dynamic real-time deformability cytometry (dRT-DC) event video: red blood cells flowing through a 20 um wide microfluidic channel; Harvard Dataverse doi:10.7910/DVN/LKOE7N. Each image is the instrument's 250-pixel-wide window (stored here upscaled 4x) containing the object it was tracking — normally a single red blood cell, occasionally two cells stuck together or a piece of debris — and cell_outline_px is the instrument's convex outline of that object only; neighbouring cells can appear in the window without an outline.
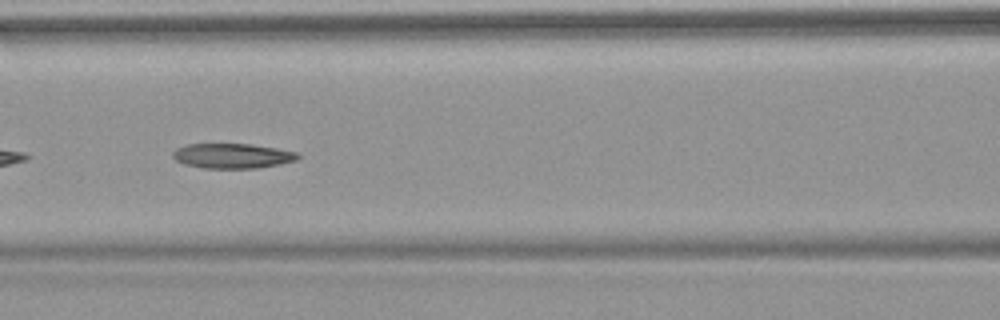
{"species": "common noctule bat (a hibernating species)", "species_latin": "Nyctalus noctula", "temperature_condition": "warm", "stored_images_in_passage": 7, "camera_frame_rate_fps": 3000, "um_per_image_px": 0.085, "animal": {"sex": "female", "body_mass_g": 18.4}, "frame": {"image": 1, "passage_image": 6, "time_ms": 7.0, "image_size_px": [1000, 320], "cell_outline_px": [[300, 156], [296, 160], [280, 164], [256, 168], [204, 168], [184, 164], [176, 160], [172, 156], [172, 152], [176, 148], [188, 144], [252, 144], [276, 148], [296, 152]], "centroid_in_image_um": [19.73, 13.24], "position_along_channel_um": 146.9, "area_um2": 18.09}}
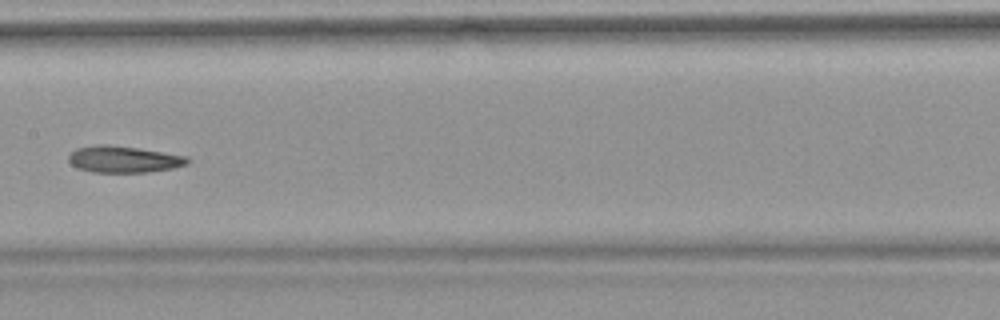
{"frame": {"image": 2, "passage_image": 7, "time_ms": 8.333, "image_size_px": [1000, 320], "cell_outline_px": [[188, 164], [172, 168], [148, 172], [92, 172], [76, 168], [68, 160], [68, 156], [76, 148], [96, 144], [108, 144], [140, 148], [188, 156]], "centroid_in_image_um": [10.49, 13.53], "position_along_channel_um": 196.9, "area_um2": 18.55}}